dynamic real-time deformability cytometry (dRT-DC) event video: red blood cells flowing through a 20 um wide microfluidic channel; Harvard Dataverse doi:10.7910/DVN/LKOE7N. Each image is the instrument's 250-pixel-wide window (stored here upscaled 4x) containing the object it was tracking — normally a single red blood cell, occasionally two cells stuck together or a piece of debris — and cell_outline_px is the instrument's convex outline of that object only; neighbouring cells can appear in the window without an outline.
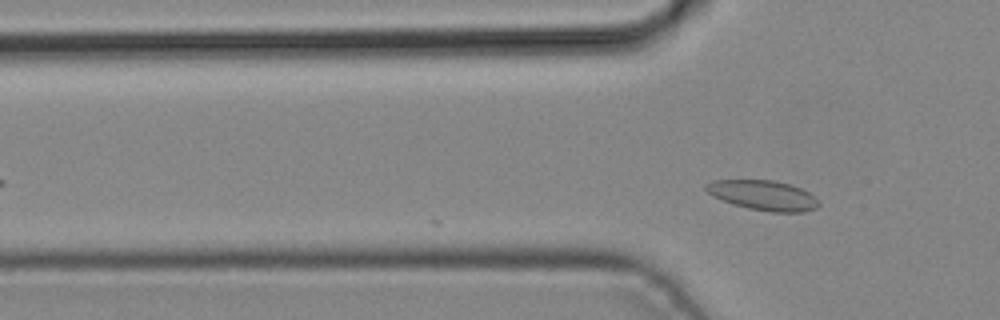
{"species": "common noctule bat (a hibernating species)", "species_latin": "Nyctalus noctula", "temperature_condition": "cold", "stored_images_in_passage": 4, "camera_frame_rate_fps": 3000, "um_per_image_px": 0.085, "animal": {"sex": "male", "body_mass_g": 19.2, "forearm_length_mm": 51.8}, "frame": {"image": 1, "passage_image": 3, "time_ms": 0.667, "image_size_px": [1000, 320], "cell_outline_px": [[820, 204], [816, 208], [804, 212], [772, 212], [748, 208], [712, 196], [704, 188], [704, 184], [712, 180], [772, 180], [788, 184], [800, 188], [808, 192]], "centroid_in_image_um": [64.84, 16.59], "position_along_channel_um": 61.0, "area_um2": 19.36}}
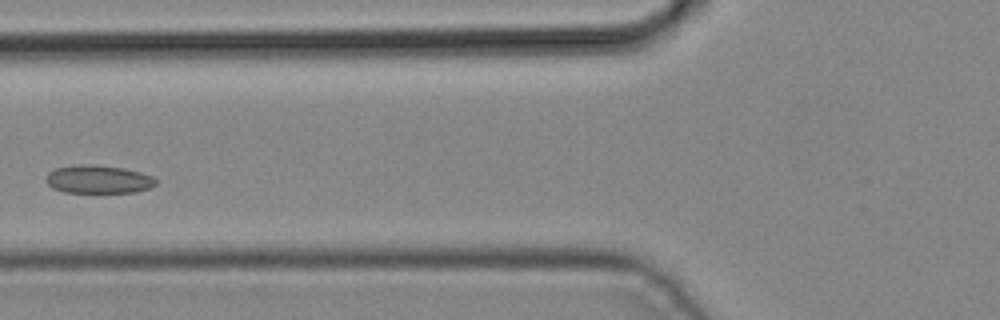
{"frame": {"image": 2, "passage_image": 4, "time_ms": 1.0, "image_size_px": [1000, 320], "cell_outline_px": [[156, 184], [148, 188], [136, 192], [64, 192], [52, 188], [44, 180], [48, 172], [56, 168], [76, 164], [92, 164], [124, 168], [140, 172], [152, 176], [156, 180]], "centroid_in_image_um": [8.32, 15.23], "position_along_channel_um": 117.5, "area_um2": 18.09}}